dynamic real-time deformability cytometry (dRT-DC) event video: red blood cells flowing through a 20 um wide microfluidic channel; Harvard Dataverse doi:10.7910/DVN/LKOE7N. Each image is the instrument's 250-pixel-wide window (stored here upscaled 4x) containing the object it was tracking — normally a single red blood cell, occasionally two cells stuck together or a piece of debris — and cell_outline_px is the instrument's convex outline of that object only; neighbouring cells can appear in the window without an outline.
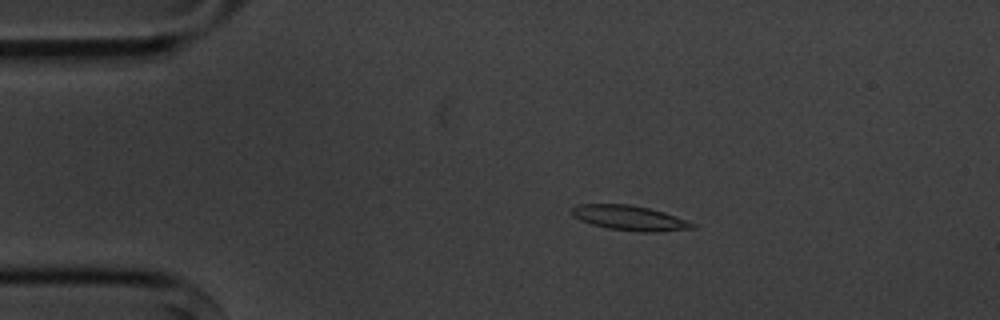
{"species": "common noctule bat (a hibernating species)", "species_latin": "Nyctalus noctula", "temperature_condition": "cold", "stored_images_in_passage": 4, "camera_frame_rate_fps": 3000, "um_per_image_px": 0.085, "animal": {"sex": "male", "body_mass_g": 20.1, "forearm_length_mm": 53.5}, "frame": {"image": 1, "passage_image": 3, "time_ms": 2.333, "image_size_px": [1000, 320], "cell_outline_px": [[696, 228], [656, 232], [640, 232], [608, 228], [592, 224], [580, 220], [572, 216], [572, 208], [580, 204], [628, 204], [648, 208], [664, 212], [696, 224]], "centroid_in_image_um": [53.52, 18.53], "position_along_channel_um": 31.5, "area_um2": 17.34}}